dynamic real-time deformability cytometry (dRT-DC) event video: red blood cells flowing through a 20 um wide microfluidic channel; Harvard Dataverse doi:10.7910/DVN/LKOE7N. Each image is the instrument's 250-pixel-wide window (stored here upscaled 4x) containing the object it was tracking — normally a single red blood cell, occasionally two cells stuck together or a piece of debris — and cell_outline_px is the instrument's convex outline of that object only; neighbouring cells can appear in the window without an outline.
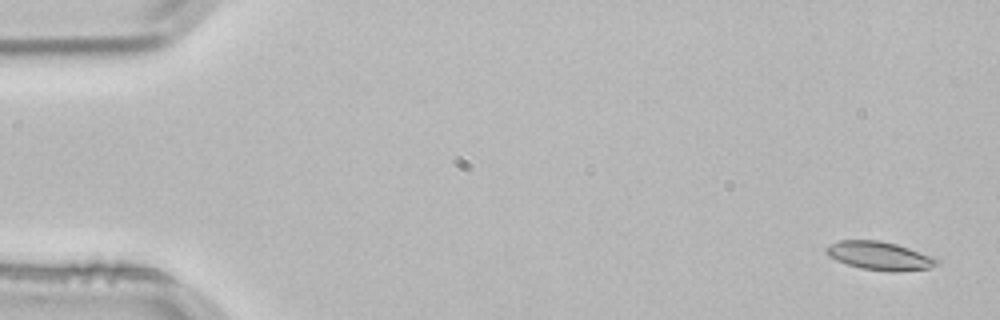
{"species": "common noctule bat (a hibernating species)", "species_latin": "Nyctalus noctula", "temperature_condition": "room temperature", "stored_images_in_passage": 4, "camera_frame_rate_fps": 3000, "um_per_image_px": 0.085, "animal": {"sex": "male", "body_mass_g": 21.5, "forearm_length_mm": 52.0}, "frame": {"image": 1, "passage_image": 1, "time_ms": 0.0, "image_size_px": [1000, 320], "cell_outline_px": [[940, 264], [928, 268], [860, 268], [836, 260], [828, 256], [824, 252], [824, 248], [828, 244], [840, 240], [880, 240], [896, 244], [932, 256], [940, 260]], "centroid_in_image_um": [74.66, 21.67], "position_along_channel_um": 10.3, "area_um2": 17.4}}